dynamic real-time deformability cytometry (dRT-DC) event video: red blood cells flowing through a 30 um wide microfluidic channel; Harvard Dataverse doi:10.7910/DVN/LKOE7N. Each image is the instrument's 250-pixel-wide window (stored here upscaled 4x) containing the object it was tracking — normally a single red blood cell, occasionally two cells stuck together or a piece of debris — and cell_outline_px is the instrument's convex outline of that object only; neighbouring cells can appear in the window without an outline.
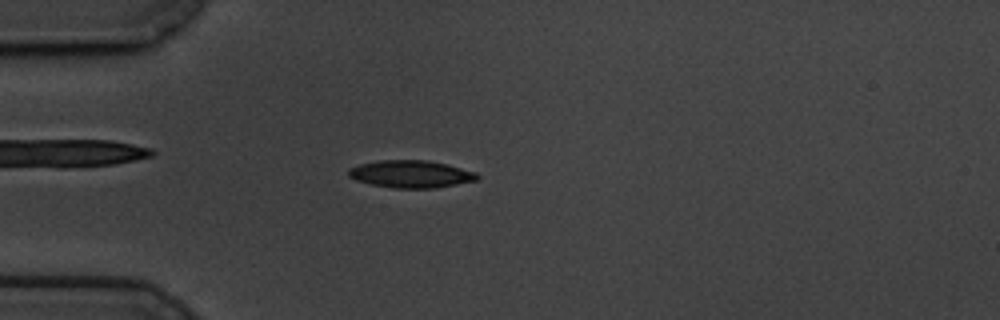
{"species": "common noctule bat (a hibernating species)", "species_latin": "Nyctalus noctula", "temperature_condition": "cold", "stored_images_in_passage": 59, "camera_frame_rate_fps": 3000, "um_per_image_px": 0.085, "animal": {"sex": "male", "body_mass_g": 19.5, "forearm_length_mm": 54.6}, "frame": {"image": 1, "passage_image": 16, "time_ms": 5.0, "image_size_px": [1000, 320], "cell_outline_px": [[480, 176], [476, 180], [436, 188], [392, 188], [372, 184], [356, 180], [348, 176], [348, 168], [360, 164], [380, 160], [428, 160], [476, 172]], "centroid_in_image_um": [34.9, 14.79], "position_along_channel_um": 50.1, "area_um2": 20.4}}
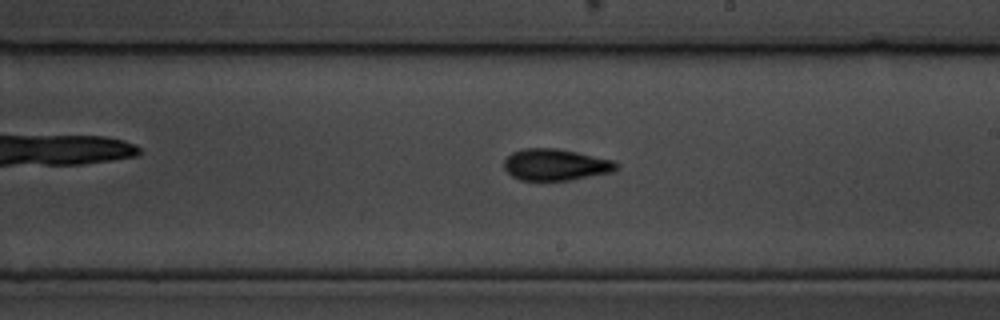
{"frame": {"image": 2, "passage_image": 34, "time_ms": 11.0, "image_size_px": [1000, 320], "cell_outline_px": [[620, 164], [612, 172], [572, 180], [520, 180], [512, 176], [504, 168], [504, 160], [512, 152], [524, 148], [556, 148], [576, 152], [612, 160]], "centroid_in_image_um": [47.21, 14.0], "position_along_channel_um": 241.8, "area_um2": 20.58}}
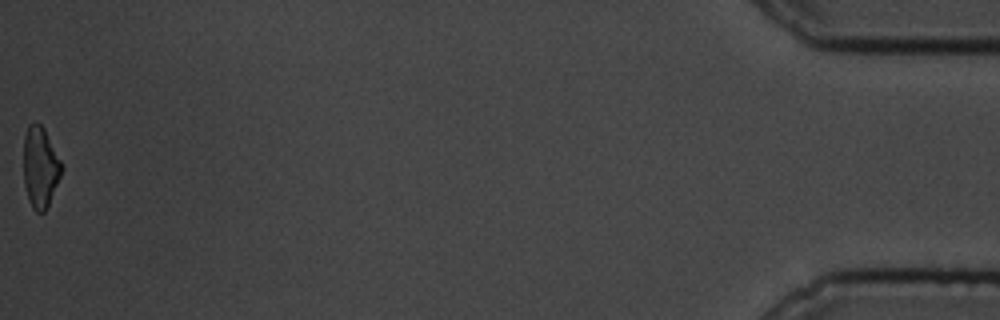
{"frame": {"image": 3, "passage_image": 59, "time_ms": 19.333, "image_size_px": [1000, 320], "cell_outline_px": [[64, 168], [48, 204], [44, 212], [36, 212], [32, 208], [28, 200], [24, 184], [24, 136], [28, 124], [36, 120], [44, 128]], "centroid_in_image_um": [3.41, 14.19], "position_along_channel_um": 431.8, "area_um2": 17.92}, "authors_computed_cell_mechanics": {"area_um2": 19.4786, "velocity_mm_per_s": 3.4133, "shape_relaxation_time_tau1_ms": 2.9104, "shape_relaxation_time_tau2_ms": 2.9408, "deformation_change_tau1": 0.1395, "deformation_change_tau2": 0.1069}}